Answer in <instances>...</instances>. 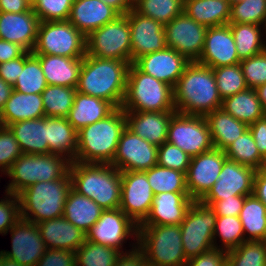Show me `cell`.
I'll list each match as a JSON object with an SVG mask.
<instances>
[{"instance_id":"obj_23","label":"cell","mask_w":266,"mask_h":266,"mask_svg":"<svg viewBox=\"0 0 266 266\" xmlns=\"http://www.w3.org/2000/svg\"><path fill=\"white\" fill-rule=\"evenodd\" d=\"M39 22L32 8L21 13L0 12V39L17 43L32 52Z\"/></svg>"},{"instance_id":"obj_15","label":"cell","mask_w":266,"mask_h":266,"mask_svg":"<svg viewBox=\"0 0 266 266\" xmlns=\"http://www.w3.org/2000/svg\"><path fill=\"white\" fill-rule=\"evenodd\" d=\"M154 192L149 185L146 172H121V202L119 208L140 225L152 207Z\"/></svg>"},{"instance_id":"obj_34","label":"cell","mask_w":266,"mask_h":266,"mask_svg":"<svg viewBox=\"0 0 266 266\" xmlns=\"http://www.w3.org/2000/svg\"><path fill=\"white\" fill-rule=\"evenodd\" d=\"M102 209L95 201L70 189L64 205L63 217L87 233L101 217Z\"/></svg>"},{"instance_id":"obj_58","label":"cell","mask_w":266,"mask_h":266,"mask_svg":"<svg viewBox=\"0 0 266 266\" xmlns=\"http://www.w3.org/2000/svg\"><path fill=\"white\" fill-rule=\"evenodd\" d=\"M253 136L260 155L266 156V115L249 125L248 128Z\"/></svg>"},{"instance_id":"obj_21","label":"cell","mask_w":266,"mask_h":266,"mask_svg":"<svg viewBox=\"0 0 266 266\" xmlns=\"http://www.w3.org/2000/svg\"><path fill=\"white\" fill-rule=\"evenodd\" d=\"M229 24L208 27L202 54L197 63L211 67H223L240 63Z\"/></svg>"},{"instance_id":"obj_52","label":"cell","mask_w":266,"mask_h":266,"mask_svg":"<svg viewBox=\"0 0 266 266\" xmlns=\"http://www.w3.org/2000/svg\"><path fill=\"white\" fill-rule=\"evenodd\" d=\"M22 154L20 145L11 130L4 126L0 128V173L4 176Z\"/></svg>"},{"instance_id":"obj_1","label":"cell","mask_w":266,"mask_h":266,"mask_svg":"<svg viewBox=\"0 0 266 266\" xmlns=\"http://www.w3.org/2000/svg\"><path fill=\"white\" fill-rule=\"evenodd\" d=\"M175 111L195 116H206L222 107L211 67L190 62L173 88Z\"/></svg>"},{"instance_id":"obj_19","label":"cell","mask_w":266,"mask_h":266,"mask_svg":"<svg viewBox=\"0 0 266 266\" xmlns=\"http://www.w3.org/2000/svg\"><path fill=\"white\" fill-rule=\"evenodd\" d=\"M256 170L252 167L226 159L219 179L200 202H216L232 196L253 194V180Z\"/></svg>"},{"instance_id":"obj_12","label":"cell","mask_w":266,"mask_h":266,"mask_svg":"<svg viewBox=\"0 0 266 266\" xmlns=\"http://www.w3.org/2000/svg\"><path fill=\"white\" fill-rule=\"evenodd\" d=\"M133 237L129 250L124 249V243ZM86 240L115 248L121 253L130 252L138 247V225L120 208L104 210L101 217L86 233ZM126 250V251H124Z\"/></svg>"},{"instance_id":"obj_56","label":"cell","mask_w":266,"mask_h":266,"mask_svg":"<svg viewBox=\"0 0 266 266\" xmlns=\"http://www.w3.org/2000/svg\"><path fill=\"white\" fill-rule=\"evenodd\" d=\"M185 266H227V252L214 247L189 259Z\"/></svg>"},{"instance_id":"obj_9","label":"cell","mask_w":266,"mask_h":266,"mask_svg":"<svg viewBox=\"0 0 266 266\" xmlns=\"http://www.w3.org/2000/svg\"><path fill=\"white\" fill-rule=\"evenodd\" d=\"M33 54L70 58L86 55V37L68 20L39 22Z\"/></svg>"},{"instance_id":"obj_41","label":"cell","mask_w":266,"mask_h":266,"mask_svg":"<svg viewBox=\"0 0 266 266\" xmlns=\"http://www.w3.org/2000/svg\"><path fill=\"white\" fill-rule=\"evenodd\" d=\"M145 172L154 195L162 192L188 193L186 173L184 172L165 168L158 164Z\"/></svg>"},{"instance_id":"obj_51","label":"cell","mask_w":266,"mask_h":266,"mask_svg":"<svg viewBox=\"0 0 266 266\" xmlns=\"http://www.w3.org/2000/svg\"><path fill=\"white\" fill-rule=\"evenodd\" d=\"M248 88L255 89L266 83V50L240 61Z\"/></svg>"},{"instance_id":"obj_25","label":"cell","mask_w":266,"mask_h":266,"mask_svg":"<svg viewBox=\"0 0 266 266\" xmlns=\"http://www.w3.org/2000/svg\"><path fill=\"white\" fill-rule=\"evenodd\" d=\"M176 111H124L126 127L140 138L159 147L167 141L168 125Z\"/></svg>"},{"instance_id":"obj_47","label":"cell","mask_w":266,"mask_h":266,"mask_svg":"<svg viewBox=\"0 0 266 266\" xmlns=\"http://www.w3.org/2000/svg\"><path fill=\"white\" fill-rule=\"evenodd\" d=\"M212 69L222 100L248 88L240 63Z\"/></svg>"},{"instance_id":"obj_42","label":"cell","mask_w":266,"mask_h":266,"mask_svg":"<svg viewBox=\"0 0 266 266\" xmlns=\"http://www.w3.org/2000/svg\"><path fill=\"white\" fill-rule=\"evenodd\" d=\"M218 237L220 240L217 239ZM217 240L221 244H219V242L217 243ZM245 241V235L239 216H217L213 233L215 248L227 252L237 248Z\"/></svg>"},{"instance_id":"obj_22","label":"cell","mask_w":266,"mask_h":266,"mask_svg":"<svg viewBox=\"0 0 266 266\" xmlns=\"http://www.w3.org/2000/svg\"><path fill=\"white\" fill-rule=\"evenodd\" d=\"M190 62L173 48L166 47L141 56L133 64L142 72L161 80L173 88Z\"/></svg>"},{"instance_id":"obj_46","label":"cell","mask_w":266,"mask_h":266,"mask_svg":"<svg viewBox=\"0 0 266 266\" xmlns=\"http://www.w3.org/2000/svg\"><path fill=\"white\" fill-rule=\"evenodd\" d=\"M227 266H266V241H245L227 251Z\"/></svg>"},{"instance_id":"obj_13","label":"cell","mask_w":266,"mask_h":266,"mask_svg":"<svg viewBox=\"0 0 266 266\" xmlns=\"http://www.w3.org/2000/svg\"><path fill=\"white\" fill-rule=\"evenodd\" d=\"M167 142L179 147L191 157L214 148L205 116L179 112H175L169 121Z\"/></svg>"},{"instance_id":"obj_5","label":"cell","mask_w":266,"mask_h":266,"mask_svg":"<svg viewBox=\"0 0 266 266\" xmlns=\"http://www.w3.org/2000/svg\"><path fill=\"white\" fill-rule=\"evenodd\" d=\"M71 188L69 172L62 179L31 184L17 194L20 217L37 224L63 216Z\"/></svg>"},{"instance_id":"obj_6","label":"cell","mask_w":266,"mask_h":266,"mask_svg":"<svg viewBox=\"0 0 266 266\" xmlns=\"http://www.w3.org/2000/svg\"><path fill=\"white\" fill-rule=\"evenodd\" d=\"M124 111H175L173 87L140 71L133 63L127 75Z\"/></svg>"},{"instance_id":"obj_62","label":"cell","mask_w":266,"mask_h":266,"mask_svg":"<svg viewBox=\"0 0 266 266\" xmlns=\"http://www.w3.org/2000/svg\"><path fill=\"white\" fill-rule=\"evenodd\" d=\"M253 194L266 205V172L260 169L254 175Z\"/></svg>"},{"instance_id":"obj_31","label":"cell","mask_w":266,"mask_h":266,"mask_svg":"<svg viewBox=\"0 0 266 266\" xmlns=\"http://www.w3.org/2000/svg\"><path fill=\"white\" fill-rule=\"evenodd\" d=\"M23 153L48 154L47 117L28 119L7 126Z\"/></svg>"},{"instance_id":"obj_60","label":"cell","mask_w":266,"mask_h":266,"mask_svg":"<svg viewBox=\"0 0 266 266\" xmlns=\"http://www.w3.org/2000/svg\"><path fill=\"white\" fill-rule=\"evenodd\" d=\"M147 262L142 251L137 247L130 252L122 253L115 266H146Z\"/></svg>"},{"instance_id":"obj_61","label":"cell","mask_w":266,"mask_h":266,"mask_svg":"<svg viewBox=\"0 0 266 266\" xmlns=\"http://www.w3.org/2000/svg\"><path fill=\"white\" fill-rule=\"evenodd\" d=\"M31 8L32 4L27 0H0V12L21 13Z\"/></svg>"},{"instance_id":"obj_16","label":"cell","mask_w":266,"mask_h":266,"mask_svg":"<svg viewBox=\"0 0 266 266\" xmlns=\"http://www.w3.org/2000/svg\"><path fill=\"white\" fill-rule=\"evenodd\" d=\"M158 147L127 127L123 130L111 165L121 172L147 171L157 165Z\"/></svg>"},{"instance_id":"obj_28","label":"cell","mask_w":266,"mask_h":266,"mask_svg":"<svg viewBox=\"0 0 266 266\" xmlns=\"http://www.w3.org/2000/svg\"><path fill=\"white\" fill-rule=\"evenodd\" d=\"M39 58L48 85L77 88L83 57L34 54Z\"/></svg>"},{"instance_id":"obj_36","label":"cell","mask_w":266,"mask_h":266,"mask_svg":"<svg viewBox=\"0 0 266 266\" xmlns=\"http://www.w3.org/2000/svg\"><path fill=\"white\" fill-rule=\"evenodd\" d=\"M221 108L248 126L266 115L255 90L252 88H247L233 96L225 98L222 101Z\"/></svg>"},{"instance_id":"obj_26","label":"cell","mask_w":266,"mask_h":266,"mask_svg":"<svg viewBox=\"0 0 266 266\" xmlns=\"http://www.w3.org/2000/svg\"><path fill=\"white\" fill-rule=\"evenodd\" d=\"M120 14L101 0H74L68 21L85 37Z\"/></svg>"},{"instance_id":"obj_69","label":"cell","mask_w":266,"mask_h":266,"mask_svg":"<svg viewBox=\"0 0 266 266\" xmlns=\"http://www.w3.org/2000/svg\"><path fill=\"white\" fill-rule=\"evenodd\" d=\"M3 127V123H2V120H1V113H0V128Z\"/></svg>"},{"instance_id":"obj_18","label":"cell","mask_w":266,"mask_h":266,"mask_svg":"<svg viewBox=\"0 0 266 266\" xmlns=\"http://www.w3.org/2000/svg\"><path fill=\"white\" fill-rule=\"evenodd\" d=\"M225 152L213 148L211 151L191 157L186 173V185L189 197L200 201L219 179L224 161Z\"/></svg>"},{"instance_id":"obj_59","label":"cell","mask_w":266,"mask_h":266,"mask_svg":"<svg viewBox=\"0 0 266 266\" xmlns=\"http://www.w3.org/2000/svg\"><path fill=\"white\" fill-rule=\"evenodd\" d=\"M25 52L19 44L0 39V64L21 57Z\"/></svg>"},{"instance_id":"obj_8","label":"cell","mask_w":266,"mask_h":266,"mask_svg":"<svg viewBox=\"0 0 266 266\" xmlns=\"http://www.w3.org/2000/svg\"><path fill=\"white\" fill-rule=\"evenodd\" d=\"M138 248L151 266H185L180 225H138Z\"/></svg>"},{"instance_id":"obj_44","label":"cell","mask_w":266,"mask_h":266,"mask_svg":"<svg viewBox=\"0 0 266 266\" xmlns=\"http://www.w3.org/2000/svg\"><path fill=\"white\" fill-rule=\"evenodd\" d=\"M184 0H134V9L165 26L183 13Z\"/></svg>"},{"instance_id":"obj_70","label":"cell","mask_w":266,"mask_h":266,"mask_svg":"<svg viewBox=\"0 0 266 266\" xmlns=\"http://www.w3.org/2000/svg\"><path fill=\"white\" fill-rule=\"evenodd\" d=\"M27 1H29L32 4L35 0H27Z\"/></svg>"},{"instance_id":"obj_2","label":"cell","mask_w":266,"mask_h":266,"mask_svg":"<svg viewBox=\"0 0 266 266\" xmlns=\"http://www.w3.org/2000/svg\"><path fill=\"white\" fill-rule=\"evenodd\" d=\"M130 62L85 55L79 73L77 91L122 106Z\"/></svg>"},{"instance_id":"obj_45","label":"cell","mask_w":266,"mask_h":266,"mask_svg":"<svg viewBox=\"0 0 266 266\" xmlns=\"http://www.w3.org/2000/svg\"><path fill=\"white\" fill-rule=\"evenodd\" d=\"M122 253L115 248L85 241L75 251L76 266H115Z\"/></svg>"},{"instance_id":"obj_43","label":"cell","mask_w":266,"mask_h":266,"mask_svg":"<svg viewBox=\"0 0 266 266\" xmlns=\"http://www.w3.org/2000/svg\"><path fill=\"white\" fill-rule=\"evenodd\" d=\"M224 152L227 159L252 167L255 170L261 169L263 164L264 158L260 155L249 129L231 143Z\"/></svg>"},{"instance_id":"obj_64","label":"cell","mask_w":266,"mask_h":266,"mask_svg":"<svg viewBox=\"0 0 266 266\" xmlns=\"http://www.w3.org/2000/svg\"><path fill=\"white\" fill-rule=\"evenodd\" d=\"M13 90V86L5 82L0 77V112L4 108L7 100L10 98Z\"/></svg>"},{"instance_id":"obj_53","label":"cell","mask_w":266,"mask_h":266,"mask_svg":"<svg viewBox=\"0 0 266 266\" xmlns=\"http://www.w3.org/2000/svg\"><path fill=\"white\" fill-rule=\"evenodd\" d=\"M19 219L20 206L18 196L5 192L3 199H0V234L5 236Z\"/></svg>"},{"instance_id":"obj_66","label":"cell","mask_w":266,"mask_h":266,"mask_svg":"<svg viewBox=\"0 0 266 266\" xmlns=\"http://www.w3.org/2000/svg\"><path fill=\"white\" fill-rule=\"evenodd\" d=\"M0 266H22V265L0 254Z\"/></svg>"},{"instance_id":"obj_63","label":"cell","mask_w":266,"mask_h":266,"mask_svg":"<svg viewBox=\"0 0 266 266\" xmlns=\"http://www.w3.org/2000/svg\"><path fill=\"white\" fill-rule=\"evenodd\" d=\"M103 3L115 9L120 15L127 14L134 8V0H101Z\"/></svg>"},{"instance_id":"obj_10","label":"cell","mask_w":266,"mask_h":266,"mask_svg":"<svg viewBox=\"0 0 266 266\" xmlns=\"http://www.w3.org/2000/svg\"><path fill=\"white\" fill-rule=\"evenodd\" d=\"M130 35L127 14L120 15L86 37V54L131 63Z\"/></svg>"},{"instance_id":"obj_4","label":"cell","mask_w":266,"mask_h":266,"mask_svg":"<svg viewBox=\"0 0 266 266\" xmlns=\"http://www.w3.org/2000/svg\"><path fill=\"white\" fill-rule=\"evenodd\" d=\"M72 188L102 209H117L121 202V171L111 164L71 162Z\"/></svg>"},{"instance_id":"obj_65","label":"cell","mask_w":266,"mask_h":266,"mask_svg":"<svg viewBox=\"0 0 266 266\" xmlns=\"http://www.w3.org/2000/svg\"><path fill=\"white\" fill-rule=\"evenodd\" d=\"M259 101L261 102L263 110L266 112V83L254 89Z\"/></svg>"},{"instance_id":"obj_14","label":"cell","mask_w":266,"mask_h":266,"mask_svg":"<svg viewBox=\"0 0 266 266\" xmlns=\"http://www.w3.org/2000/svg\"><path fill=\"white\" fill-rule=\"evenodd\" d=\"M207 28L183 12L164 26L166 46L189 62H197L202 54Z\"/></svg>"},{"instance_id":"obj_55","label":"cell","mask_w":266,"mask_h":266,"mask_svg":"<svg viewBox=\"0 0 266 266\" xmlns=\"http://www.w3.org/2000/svg\"><path fill=\"white\" fill-rule=\"evenodd\" d=\"M246 196H232L216 202H201L216 213V216H239Z\"/></svg>"},{"instance_id":"obj_68","label":"cell","mask_w":266,"mask_h":266,"mask_svg":"<svg viewBox=\"0 0 266 266\" xmlns=\"http://www.w3.org/2000/svg\"><path fill=\"white\" fill-rule=\"evenodd\" d=\"M231 4H234L236 2H239V1H243V0H228Z\"/></svg>"},{"instance_id":"obj_67","label":"cell","mask_w":266,"mask_h":266,"mask_svg":"<svg viewBox=\"0 0 266 266\" xmlns=\"http://www.w3.org/2000/svg\"><path fill=\"white\" fill-rule=\"evenodd\" d=\"M262 171L266 172V156L264 157V160H263V164L261 166V169Z\"/></svg>"},{"instance_id":"obj_7","label":"cell","mask_w":266,"mask_h":266,"mask_svg":"<svg viewBox=\"0 0 266 266\" xmlns=\"http://www.w3.org/2000/svg\"><path fill=\"white\" fill-rule=\"evenodd\" d=\"M70 163L56 154L23 153L5 174L11 179L5 192L17 195L31 184L62 179L69 172Z\"/></svg>"},{"instance_id":"obj_3","label":"cell","mask_w":266,"mask_h":266,"mask_svg":"<svg viewBox=\"0 0 266 266\" xmlns=\"http://www.w3.org/2000/svg\"><path fill=\"white\" fill-rule=\"evenodd\" d=\"M125 128L126 116L121 107L104 119L82 128L77 132L75 162L111 164Z\"/></svg>"},{"instance_id":"obj_20","label":"cell","mask_w":266,"mask_h":266,"mask_svg":"<svg viewBox=\"0 0 266 266\" xmlns=\"http://www.w3.org/2000/svg\"><path fill=\"white\" fill-rule=\"evenodd\" d=\"M130 25L131 63L143 55L164 50V26L154 19L139 14L134 8L127 13Z\"/></svg>"},{"instance_id":"obj_33","label":"cell","mask_w":266,"mask_h":266,"mask_svg":"<svg viewBox=\"0 0 266 266\" xmlns=\"http://www.w3.org/2000/svg\"><path fill=\"white\" fill-rule=\"evenodd\" d=\"M213 147L224 151L237 140L249 126L226 113L222 108L214 110L205 116Z\"/></svg>"},{"instance_id":"obj_40","label":"cell","mask_w":266,"mask_h":266,"mask_svg":"<svg viewBox=\"0 0 266 266\" xmlns=\"http://www.w3.org/2000/svg\"><path fill=\"white\" fill-rule=\"evenodd\" d=\"M76 92L74 87L48 85L41 93L45 117L67 118Z\"/></svg>"},{"instance_id":"obj_29","label":"cell","mask_w":266,"mask_h":266,"mask_svg":"<svg viewBox=\"0 0 266 266\" xmlns=\"http://www.w3.org/2000/svg\"><path fill=\"white\" fill-rule=\"evenodd\" d=\"M115 109L116 107L107 100L77 91L67 119L78 132L87 125L104 119Z\"/></svg>"},{"instance_id":"obj_39","label":"cell","mask_w":266,"mask_h":266,"mask_svg":"<svg viewBox=\"0 0 266 266\" xmlns=\"http://www.w3.org/2000/svg\"><path fill=\"white\" fill-rule=\"evenodd\" d=\"M48 86L39 58L32 52L24 53V67L13 86L15 91L25 94H41Z\"/></svg>"},{"instance_id":"obj_57","label":"cell","mask_w":266,"mask_h":266,"mask_svg":"<svg viewBox=\"0 0 266 266\" xmlns=\"http://www.w3.org/2000/svg\"><path fill=\"white\" fill-rule=\"evenodd\" d=\"M24 67V54L21 57L0 64V77L11 86L17 81L20 68Z\"/></svg>"},{"instance_id":"obj_54","label":"cell","mask_w":266,"mask_h":266,"mask_svg":"<svg viewBox=\"0 0 266 266\" xmlns=\"http://www.w3.org/2000/svg\"><path fill=\"white\" fill-rule=\"evenodd\" d=\"M36 266H76L75 252L65 249H46Z\"/></svg>"},{"instance_id":"obj_24","label":"cell","mask_w":266,"mask_h":266,"mask_svg":"<svg viewBox=\"0 0 266 266\" xmlns=\"http://www.w3.org/2000/svg\"><path fill=\"white\" fill-rule=\"evenodd\" d=\"M193 201L188 193L156 194L149 215L140 225H180Z\"/></svg>"},{"instance_id":"obj_35","label":"cell","mask_w":266,"mask_h":266,"mask_svg":"<svg viewBox=\"0 0 266 266\" xmlns=\"http://www.w3.org/2000/svg\"><path fill=\"white\" fill-rule=\"evenodd\" d=\"M183 12L206 27L229 24L231 3L228 0H184Z\"/></svg>"},{"instance_id":"obj_17","label":"cell","mask_w":266,"mask_h":266,"mask_svg":"<svg viewBox=\"0 0 266 266\" xmlns=\"http://www.w3.org/2000/svg\"><path fill=\"white\" fill-rule=\"evenodd\" d=\"M8 232L11 251L1 250L0 254L22 266H36L47 249L37 225L20 217Z\"/></svg>"},{"instance_id":"obj_37","label":"cell","mask_w":266,"mask_h":266,"mask_svg":"<svg viewBox=\"0 0 266 266\" xmlns=\"http://www.w3.org/2000/svg\"><path fill=\"white\" fill-rule=\"evenodd\" d=\"M229 26L240 60L252 57L266 50L265 26L246 23L229 24Z\"/></svg>"},{"instance_id":"obj_50","label":"cell","mask_w":266,"mask_h":266,"mask_svg":"<svg viewBox=\"0 0 266 266\" xmlns=\"http://www.w3.org/2000/svg\"><path fill=\"white\" fill-rule=\"evenodd\" d=\"M190 161L191 156L167 141L158 147L159 166L187 173Z\"/></svg>"},{"instance_id":"obj_49","label":"cell","mask_w":266,"mask_h":266,"mask_svg":"<svg viewBox=\"0 0 266 266\" xmlns=\"http://www.w3.org/2000/svg\"><path fill=\"white\" fill-rule=\"evenodd\" d=\"M74 0H35L32 10L40 22L66 21Z\"/></svg>"},{"instance_id":"obj_32","label":"cell","mask_w":266,"mask_h":266,"mask_svg":"<svg viewBox=\"0 0 266 266\" xmlns=\"http://www.w3.org/2000/svg\"><path fill=\"white\" fill-rule=\"evenodd\" d=\"M48 154L65 157L75 162L77 153V131L67 118L47 117Z\"/></svg>"},{"instance_id":"obj_27","label":"cell","mask_w":266,"mask_h":266,"mask_svg":"<svg viewBox=\"0 0 266 266\" xmlns=\"http://www.w3.org/2000/svg\"><path fill=\"white\" fill-rule=\"evenodd\" d=\"M47 249L75 252L86 241V233L63 216L36 224Z\"/></svg>"},{"instance_id":"obj_11","label":"cell","mask_w":266,"mask_h":266,"mask_svg":"<svg viewBox=\"0 0 266 266\" xmlns=\"http://www.w3.org/2000/svg\"><path fill=\"white\" fill-rule=\"evenodd\" d=\"M216 213L200 201H193L180 224L183 250L187 260L214 248Z\"/></svg>"},{"instance_id":"obj_30","label":"cell","mask_w":266,"mask_h":266,"mask_svg":"<svg viewBox=\"0 0 266 266\" xmlns=\"http://www.w3.org/2000/svg\"><path fill=\"white\" fill-rule=\"evenodd\" d=\"M0 113L4 127L19 121L43 118L45 113L42 96L13 90Z\"/></svg>"},{"instance_id":"obj_38","label":"cell","mask_w":266,"mask_h":266,"mask_svg":"<svg viewBox=\"0 0 266 266\" xmlns=\"http://www.w3.org/2000/svg\"><path fill=\"white\" fill-rule=\"evenodd\" d=\"M246 241H266V205L247 195L239 215Z\"/></svg>"},{"instance_id":"obj_48","label":"cell","mask_w":266,"mask_h":266,"mask_svg":"<svg viewBox=\"0 0 266 266\" xmlns=\"http://www.w3.org/2000/svg\"><path fill=\"white\" fill-rule=\"evenodd\" d=\"M236 23L266 27V0H243L231 4L229 24Z\"/></svg>"}]
</instances>
